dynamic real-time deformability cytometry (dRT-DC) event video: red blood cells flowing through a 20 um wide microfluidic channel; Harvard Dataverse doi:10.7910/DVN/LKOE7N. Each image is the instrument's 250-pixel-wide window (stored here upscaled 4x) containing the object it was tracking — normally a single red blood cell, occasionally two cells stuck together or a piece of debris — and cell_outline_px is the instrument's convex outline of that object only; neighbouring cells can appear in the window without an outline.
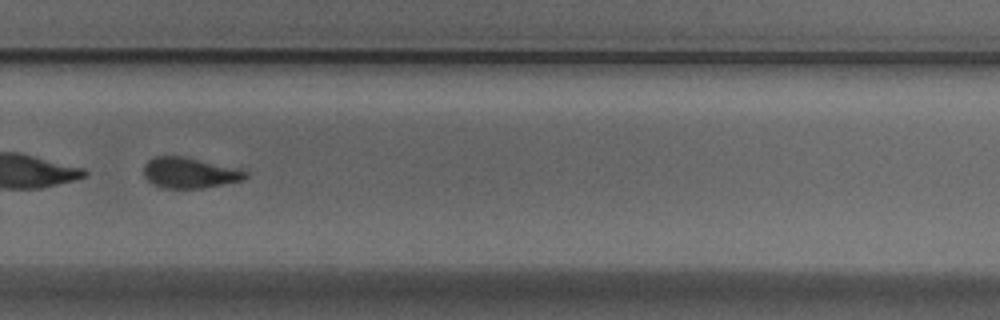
{"species": "Egyptian fruit bat (a non-hibernating species)", "species_latin": "Rousettus aegyptiacus", "temperature_condition": "cold", "stored_images_in_passage": 39, "segment_of_instrument_passage": [2, 2], "camera_frame_rate_fps": 3000, "um_per_image_px": 0.085, "animal": {"sex": "male"}, "frame": {"image": 1, "passage_image": 37, "time_ms": 12.0, "image_size_px": [1000, 320], "cell_outline_px": [[248, 176], [244, 180], [200, 188], [164, 188], [152, 184], [144, 176], [144, 164], [152, 156], [184, 156], [240, 168], [248, 172]], "centroid_in_image_um": [16.12, 14.67], "position_along_channel_um": 313.7, "area_um2": 18.38}}